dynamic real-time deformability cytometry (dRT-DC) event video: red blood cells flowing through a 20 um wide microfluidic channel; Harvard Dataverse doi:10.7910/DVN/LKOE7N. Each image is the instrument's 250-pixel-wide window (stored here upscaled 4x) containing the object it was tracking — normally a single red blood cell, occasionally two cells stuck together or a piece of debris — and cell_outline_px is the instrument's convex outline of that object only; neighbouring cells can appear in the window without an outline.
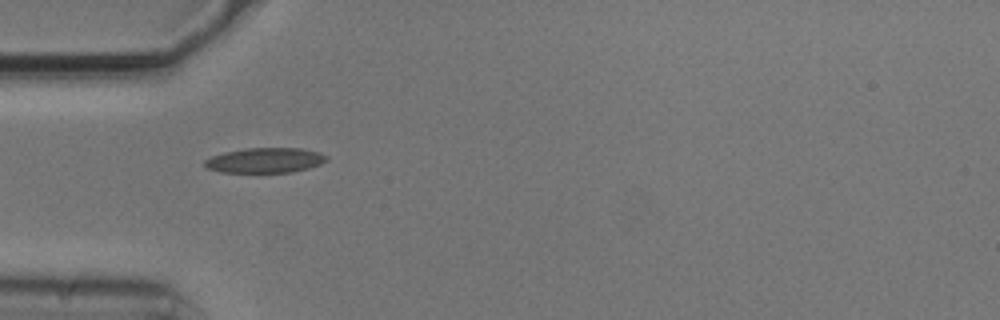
{"species": "common noctule bat (a hibernating species)", "species_latin": "Nyctalus noctula", "temperature_condition": "cold", "stored_images_in_passage": 4, "camera_frame_rate_fps": 3000, "um_per_image_px": 0.085, "animal": {"sex": "male", "body_mass_g": 20.5, "forearm_length_mm": 52.5}, "frame": {"image": 1, "passage_image": 1, "time_ms": 0.0, "image_size_px": [1000, 320], "cell_outline_px": [[328, 160], [320, 164], [308, 168], [292, 172], [220, 172], [208, 168], [204, 164], [204, 160], [212, 156], [224, 152], [244, 148], [304, 148], [320, 152], [328, 156]], "centroid_in_image_um": [22.56, 13.61], "position_along_channel_um": 62.4, "area_um2": 17.86}}
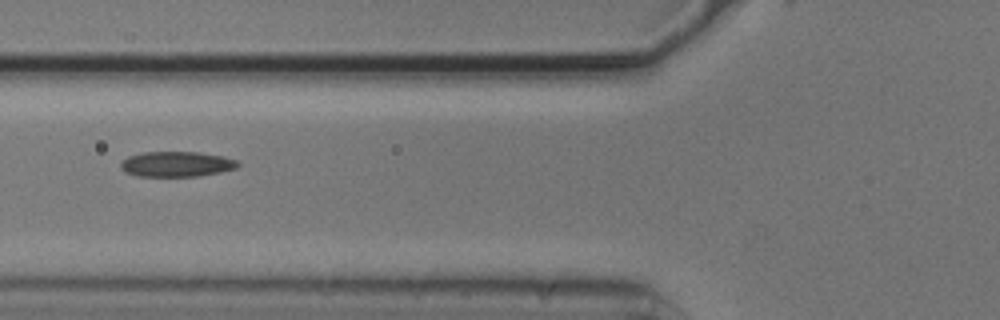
{"frame": {"image": 2, "passage_image": 2, "time_ms": 0.333, "image_size_px": [1000, 320], "cell_outline_px": [[240, 164], [236, 168], [220, 172], [200, 176], [136, 176], [124, 172], [120, 168], [120, 160], [128, 156], [144, 152], [200, 152], [224, 156], [236, 160]], "centroid_in_image_um": [14.98, 13.95], "position_along_channel_um": 110.8, "area_um2": 17.46}}
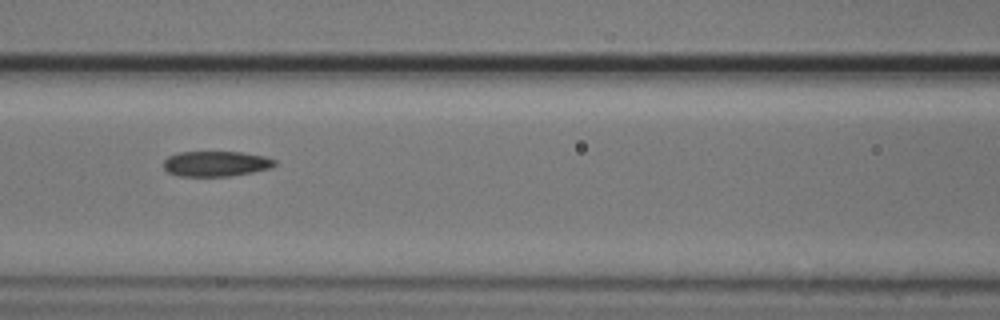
{"frame": {"image": 3, "passage_image": 3, "time_ms": 0.667, "image_size_px": [1000, 320], "cell_outline_px": [[276, 164], [272, 168], [252, 172], [228, 176], [180, 176], [168, 172], [164, 168], [164, 160], [168, 156], [180, 152], [240, 152], [264, 156], [276, 160]], "centroid_in_image_um": [18.36, 13.91], "position_along_channel_um": 148.2, "area_um2": 16.36}}